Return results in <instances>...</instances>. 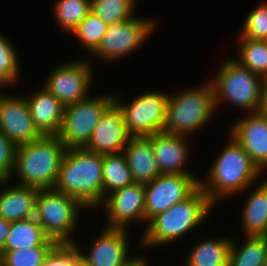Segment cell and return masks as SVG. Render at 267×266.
<instances>
[{
	"label": "cell",
	"mask_w": 267,
	"mask_h": 266,
	"mask_svg": "<svg viewBox=\"0 0 267 266\" xmlns=\"http://www.w3.org/2000/svg\"><path fill=\"white\" fill-rule=\"evenodd\" d=\"M103 156L85 148L67 149L54 189L73 197L86 209L102 207Z\"/></svg>",
	"instance_id": "obj_1"
},
{
	"label": "cell",
	"mask_w": 267,
	"mask_h": 266,
	"mask_svg": "<svg viewBox=\"0 0 267 266\" xmlns=\"http://www.w3.org/2000/svg\"><path fill=\"white\" fill-rule=\"evenodd\" d=\"M208 172L209 177L200 179L199 186L213 205L223 197L244 192L262 174L231 135Z\"/></svg>",
	"instance_id": "obj_2"
},
{
	"label": "cell",
	"mask_w": 267,
	"mask_h": 266,
	"mask_svg": "<svg viewBox=\"0 0 267 266\" xmlns=\"http://www.w3.org/2000/svg\"><path fill=\"white\" fill-rule=\"evenodd\" d=\"M66 150L57 135H42L17 146L13 169L19 177L17 185L54 189Z\"/></svg>",
	"instance_id": "obj_3"
},
{
	"label": "cell",
	"mask_w": 267,
	"mask_h": 266,
	"mask_svg": "<svg viewBox=\"0 0 267 266\" xmlns=\"http://www.w3.org/2000/svg\"><path fill=\"white\" fill-rule=\"evenodd\" d=\"M213 206L199 186L188 198L154 216L143 232L140 245L161 246L186 235L204 221Z\"/></svg>",
	"instance_id": "obj_4"
},
{
	"label": "cell",
	"mask_w": 267,
	"mask_h": 266,
	"mask_svg": "<svg viewBox=\"0 0 267 266\" xmlns=\"http://www.w3.org/2000/svg\"><path fill=\"white\" fill-rule=\"evenodd\" d=\"M215 111L211 82L169 95L164 131L189 137L190 133L206 125Z\"/></svg>",
	"instance_id": "obj_5"
},
{
	"label": "cell",
	"mask_w": 267,
	"mask_h": 266,
	"mask_svg": "<svg viewBox=\"0 0 267 266\" xmlns=\"http://www.w3.org/2000/svg\"><path fill=\"white\" fill-rule=\"evenodd\" d=\"M211 80L216 110L221 100L232 102L249 113L261 109L264 79L241 65L234 58L226 59ZM220 102V103H219Z\"/></svg>",
	"instance_id": "obj_6"
},
{
	"label": "cell",
	"mask_w": 267,
	"mask_h": 266,
	"mask_svg": "<svg viewBox=\"0 0 267 266\" xmlns=\"http://www.w3.org/2000/svg\"><path fill=\"white\" fill-rule=\"evenodd\" d=\"M82 208L85 207L71 196L55 189H40L36 199L35 219L44 233L57 243H75L73 232L78 227L77 219Z\"/></svg>",
	"instance_id": "obj_7"
},
{
	"label": "cell",
	"mask_w": 267,
	"mask_h": 266,
	"mask_svg": "<svg viewBox=\"0 0 267 266\" xmlns=\"http://www.w3.org/2000/svg\"><path fill=\"white\" fill-rule=\"evenodd\" d=\"M114 103V94L87 97L79 102L66 105L62 124L57 137L70 148H84L102 115Z\"/></svg>",
	"instance_id": "obj_8"
},
{
	"label": "cell",
	"mask_w": 267,
	"mask_h": 266,
	"mask_svg": "<svg viewBox=\"0 0 267 266\" xmlns=\"http://www.w3.org/2000/svg\"><path fill=\"white\" fill-rule=\"evenodd\" d=\"M169 94L162 92H144L124 103L114 95V102L122 110L127 131L131 136H150L164 131L166 122L167 100Z\"/></svg>",
	"instance_id": "obj_9"
},
{
	"label": "cell",
	"mask_w": 267,
	"mask_h": 266,
	"mask_svg": "<svg viewBox=\"0 0 267 266\" xmlns=\"http://www.w3.org/2000/svg\"><path fill=\"white\" fill-rule=\"evenodd\" d=\"M154 22L149 18L142 19L135 16L124 22L108 25L100 45L92 54L110 62L133 53L153 33Z\"/></svg>",
	"instance_id": "obj_10"
},
{
	"label": "cell",
	"mask_w": 267,
	"mask_h": 266,
	"mask_svg": "<svg viewBox=\"0 0 267 266\" xmlns=\"http://www.w3.org/2000/svg\"><path fill=\"white\" fill-rule=\"evenodd\" d=\"M199 181V178L191 174H160L145 184L146 223L188 198L199 187Z\"/></svg>",
	"instance_id": "obj_11"
},
{
	"label": "cell",
	"mask_w": 267,
	"mask_h": 266,
	"mask_svg": "<svg viewBox=\"0 0 267 266\" xmlns=\"http://www.w3.org/2000/svg\"><path fill=\"white\" fill-rule=\"evenodd\" d=\"M91 65L88 59L60 64L53 69L42 86L64 106L79 102L88 97L91 88Z\"/></svg>",
	"instance_id": "obj_12"
},
{
	"label": "cell",
	"mask_w": 267,
	"mask_h": 266,
	"mask_svg": "<svg viewBox=\"0 0 267 266\" xmlns=\"http://www.w3.org/2000/svg\"><path fill=\"white\" fill-rule=\"evenodd\" d=\"M0 132L16 146L28 144L42 136L34 125L24 96L0 93Z\"/></svg>",
	"instance_id": "obj_13"
},
{
	"label": "cell",
	"mask_w": 267,
	"mask_h": 266,
	"mask_svg": "<svg viewBox=\"0 0 267 266\" xmlns=\"http://www.w3.org/2000/svg\"><path fill=\"white\" fill-rule=\"evenodd\" d=\"M108 228L127 229L134 221H145V184L133 183L115 190L105 197Z\"/></svg>",
	"instance_id": "obj_14"
},
{
	"label": "cell",
	"mask_w": 267,
	"mask_h": 266,
	"mask_svg": "<svg viewBox=\"0 0 267 266\" xmlns=\"http://www.w3.org/2000/svg\"><path fill=\"white\" fill-rule=\"evenodd\" d=\"M130 137L123 112L114 102L102 115L84 148L102 155L120 153Z\"/></svg>",
	"instance_id": "obj_15"
},
{
	"label": "cell",
	"mask_w": 267,
	"mask_h": 266,
	"mask_svg": "<svg viewBox=\"0 0 267 266\" xmlns=\"http://www.w3.org/2000/svg\"><path fill=\"white\" fill-rule=\"evenodd\" d=\"M126 231L124 228H105L89 246L87 253L79 247L81 256L92 266H127L134 257H128Z\"/></svg>",
	"instance_id": "obj_16"
},
{
	"label": "cell",
	"mask_w": 267,
	"mask_h": 266,
	"mask_svg": "<svg viewBox=\"0 0 267 266\" xmlns=\"http://www.w3.org/2000/svg\"><path fill=\"white\" fill-rule=\"evenodd\" d=\"M229 131L263 172L267 166V117L260 112L249 113L247 117L239 119Z\"/></svg>",
	"instance_id": "obj_17"
},
{
	"label": "cell",
	"mask_w": 267,
	"mask_h": 266,
	"mask_svg": "<svg viewBox=\"0 0 267 266\" xmlns=\"http://www.w3.org/2000/svg\"><path fill=\"white\" fill-rule=\"evenodd\" d=\"M187 137L166 131L152 135V146L161 174H191L186 170L189 144Z\"/></svg>",
	"instance_id": "obj_18"
},
{
	"label": "cell",
	"mask_w": 267,
	"mask_h": 266,
	"mask_svg": "<svg viewBox=\"0 0 267 266\" xmlns=\"http://www.w3.org/2000/svg\"><path fill=\"white\" fill-rule=\"evenodd\" d=\"M123 154L135 183H150L161 174L152 146V135L131 136Z\"/></svg>",
	"instance_id": "obj_19"
},
{
	"label": "cell",
	"mask_w": 267,
	"mask_h": 266,
	"mask_svg": "<svg viewBox=\"0 0 267 266\" xmlns=\"http://www.w3.org/2000/svg\"><path fill=\"white\" fill-rule=\"evenodd\" d=\"M35 127L42 135H57L60 131L65 106L45 87L25 96Z\"/></svg>",
	"instance_id": "obj_20"
},
{
	"label": "cell",
	"mask_w": 267,
	"mask_h": 266,
	"mask_svg": "<svg viewBox=\"0 0 267 266\" xmlns=\"http://www.w3.org/2000/svg\"><path fill=\"white\" fill-rule=\"evenodd\" d=\"M40 189L29 186H6L0 191V217L9 222L35 217Z\"/></svg>",
	"instance_id": "obj_21"
},
{
	"label": "cell",
	"mask_w": 267,
	"mask_h": 266,
	"mask_svg": "<svg viewBox=\"0 0 267 266\" xmlns=\"http://www.w3.org/2000/svg\"><path fill=\"white\" fill-rule=\"evenodd\" d=\"M242 213L245 236H267V181L250 194Z\"/></svg>",
	"instance_id": "obj_22"
},
{
	"label": "cell",
	"mask_w": 267,
	"mask_h": 266,
	"mask_svg": "<svg viewBox=\"0 0 267 266\" xmlns=\"http://www.w3.org/2000/svg\"><path fill=\"white\" fill-rule=\"evenodd\" d=\"M232 238L207 239L197 242L187 256L185 266H228Z\"/></svg>",
	"instance_id": "obj_23"
},
{
	"label": "cell",
	"mask_w": 267,
	"mask_h": 266,
	"mask_svg": "<svg viewBox=\"0 0 267 266\" xmlns=\"http://www.w3.org/2000/svg\"><path fill=\"white\" fill-rule=\"evenodd\" d=\"M49 237L35 217L11 222L10 232L1 250H16L42 245Z\"/></svg>",
	"instance_id": "obj_24"
},
{
	"label": "cell",
	"mask_w": 267,
	"mask_h": 266,
	"mask_svg": "<svg viewBox=\"0 0 267 266\" xmlns=\"http://www.w3.org/2000/svg\"><path fill=\"white\" fill-rule=\"evenodd\" d=\"M133 183L123 152L103 156V202L107 194Z\"/></svg>",
	"instance_id": "obj_25"
},
{
	"label": "cell",
	"mask_w": 267,
	"mask_h": 266,
	"mask_svg": "<svg viewBox=\"0 0 267 266\" xmlns=\"http://www.w3.org/2000/svg\"><path fill=\"white\" fill-rule=\"evenodd\" d=\"M245 237L246 242L240 248L232 240L229 251L228 266L263 265L267 254V236Z\"/></svg>",
	"instance_id": "obj_26"
},
{
	"label": "cell",
	"mask_w": 267,
	"mask_h": 266,
	"mask_svg": "<svg viewBox=\"0 0 267 266\" xmlns=\"http://www.w3.org/2000/svg\"><path fill=\"white\" fill-rule=\"evenodd\" d=\"M239 58L235 57L244 67L267 79V41L242 38L240 36Z\"/></svg>",
	"instance_id": "obj_27"
},
{
	"label": "cell",
	"mask_w": 267,
	"mask_h": 266,
	"mask_svg": "<svg viewBox=\"0 0 267 266\" xmlns=\"http://www.w3.org/2000/svg\"><path fill=\"white\" fill-rule=\"evenodd\" d=\"M57 242L48 238L42 245L16 250H0L1 266H42L50 249Z\"/></svg>",
	"instance_id": "obj_28"
},
{
	"label": "cell",
	"mask_w": 267,
	"mask_h": 266,
	"mask_svg": "<svg viewBox=\"0 0 267 266\" xmlns=\"http://www.w3.org/2000/svg\"><path fill=\"white\" fill-rule=\"evenodd\" d=\"M90 11L91 0H58L54 15L59 27L71 34Z\"/></svg>",
	"instance_id": "obj_29"
},
{
	"label": "cell",
	"mask_w": 267,
	"mask_h": 266,
	"mask_svg": "<svg viewBox=\"0 0 267 266\" xmlns=\"http://www.w3.org/2000/svg\"><path fill=\"white\" fill-rule=\"evenodd\" d=\"M136 0H91V11L108 25L129 20Z\"/></svg>",
	"instance_id": "obj_30"
},
{
	"label": "cell",
	"mask_w": 267,
	"mask_h": 266,
	"mask_svg": "<svg viewBox=\"0 0 267 266\" xmlns=\"http://www.w3.org/2000/svg\"><path fill=\"white\" fill-rule=\"evenodd\" d=\"M108 28V24L90 11L87 16L72 31L87 51L92 53L98 48L103 36Z\"/></svg>",
	"instance_id": "obj_31"
},
{
	"label": "cell",
	"mask_w": 267,
	"mask_h": 266,
	"mask_svg": "<svg viewBox=\"0 0 267 266\" xmlns=\"http://www.w3.org/2000/svg\"><path fill=\"white\" fill-rule=\"evenodd\" d=\"M13 44L0 33V86H11L19 79V59ZM5 86V87H4Z\"/></svg>",
	"instance_id": "obj_32"
},
{
	"label": "cell",
	"mask_w": 267,
	"mask_h": 266,
	"mask_svg": "<svg viewBox=\"0 0 267 266\" xmlns=\"http://www.w3.org/2000/svg\"><path fill=\"white\" fill-rule=\"evenodd\" d=\"M242 26V38L267 41V3L251 10Z\"/></svg>",
	"instance_id": "obj_33"
},
{
	"label": "cell",
	"mask_w": 267,
	"mask_h": 266,
	"mask_svg": "<svg viewBox=\"0 0 267 266\" xmlns=\"http://www.w3.org/2000/svg\"><path fill=\"white\" fill-rule=\"evenodd\" d=\"M80 255L78 243H56L47 253L42 266H74Z\"/></svg>",
	"instance_id": "obj_34"
},
{
	"label": "cell",
	"mask_w": 267,
	"mask_h": 266,
	"mask_svg": "<svg viewBox=\"0 0 267 266\" xmlns=\"http://www.w3.org/2000/svg\"><path fill=\"white\" fill-rule=\"evenodd\" d=\"M16 147L12 141L0 132V188L9 182L11 175H13Z\"/></svg>",
	"instance_id": "obj_35"
},
{
	"label": "cell",
	"mask_w": 267,
	"mask_h": 266,
	"mask_svg": "<svg viewBox=\"0 0 267 266\" xmlns=\"http://www.w3.org/2000/svg\"><path fill=\"white\" fill-rule=\"evenodd\" d=\"M11 222L0 217V250L3 248L10 232Z\"/></svg>",
	"instance_id": "obj_36"
},
{
	"label": "cell",
	"mask_w": 267,
	"mask_h": 266,
	"mask_svg": "<svg viewBox=\"0 0 267 266\" xmlns=\"http://www.w3.org/2000/svg\"><path fill=\"white\" fill-rule=\"evenodd\" d=\"M263 116L267 117V79L264 81L263 85V96L261 109L259 111Z\"/></svg>",
	"instance_id": "obj_37"
},
{
	"label": "cell",
	"mask_w": 267,
	"mask_h": 266,
	"mask_svg": "<svg viewBox=\"0 0 267 266\" xmlns=\"http://www.w3.org/2000/svg\"><path fill=\"white\" fill-rule=\"evenodd\" d=\"M147 259L143 257L134 256V259L127 266H148Z\"/></svg>",
	"instance_id": "obj_38"
},
{
	"label": "cell",
	"mask_w": 267,
	"mask_h": 266,
	"mask_svg": "<svg viewBox=\"0 0 267 266\" xmlns=\"http://www.w3.org/2000/svg\"><path fill=\"white\" fill-rule=\"evenodd\" d=\"M74 266H92L86 259L81 255L76 259Z\"/></svg>",
	"instance_id": "obj_39"
},
{
	"label": "cell",
	"mask_w": 267,
	"mask_h": 266,
	"mask_svg": "<svg viewBox=\"0 0 267 266\" xmlns=\"http://www.w3.org/2000/svg\"><path fill=\"white\" fill-rule=\"evenodd\" d=\"M262 266H267V254H266V258H265L264 263H263Z\"/></svg>",
	"instance_id": "obj_40"
},
{
	"label": "cell",
	"mask_w": 267,
	"mask_h": 266,
	"mask_svg": "<svg viewBox=\"0 0 267 266\" xmlns=\"http://www.w3.org/2000/svg\"><path fill=\"white\" fill-rule=\"evenodd\" d=\"M265 169H267V166L263 170L265 171ZM264 181H267V177H266V179Z\"/></svg>",
	"instance_id": "obj_41"
}]
</instances>
